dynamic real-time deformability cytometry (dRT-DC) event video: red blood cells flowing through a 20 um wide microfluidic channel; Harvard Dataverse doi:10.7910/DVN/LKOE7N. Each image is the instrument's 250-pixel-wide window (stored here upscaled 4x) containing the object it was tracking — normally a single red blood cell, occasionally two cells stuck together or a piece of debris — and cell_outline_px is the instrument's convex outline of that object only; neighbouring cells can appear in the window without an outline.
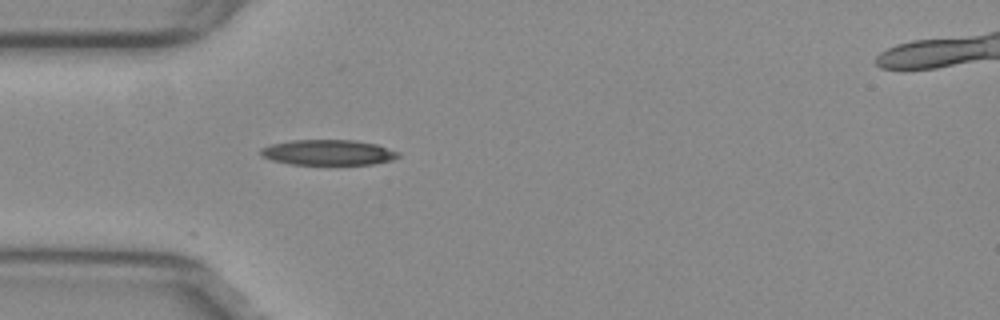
{"species": "common noctule bat (a hibernating species)", "species_latin": "Nyctalus noctula", "temperature_condition": "warm", "stored_images_in_passage": 37, "camera_frame_rate_fps": 3000, "um_per_image_px": 0.085, "animal": {"sex": "female", "body_mass_g": 29.2, "forearm_length_mm": 56.3}, "frame": {"image": 1, "passage_image": 1, "time_ms": 0.0, "image_size_px": [1000, 320], "cell_outline_px": [[400, 156], [392, 160], [372, 164], [292, 164], [272, 160], [264, 156], [260, 152], [260, 148], [272, 144], [292, 140], [352, 140], [376, 144], [400, 152]], "centroid_in_image_um": [27.92, 12.95], "position_along_channel_um": 57.1, "area_um2": 20.17}}
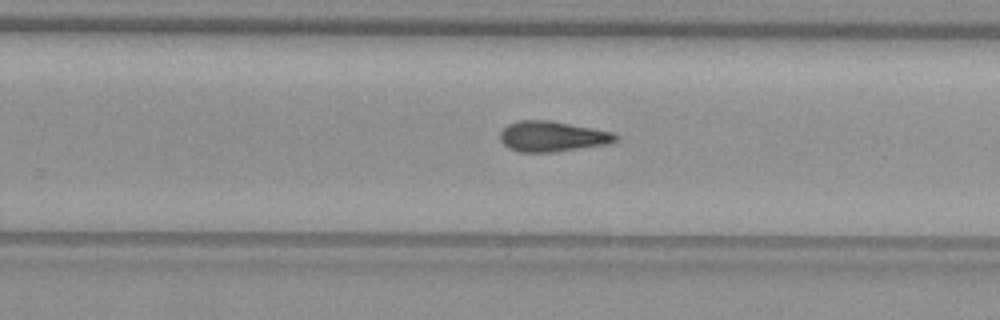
{"frame": {"image": 2, "passage_image": 19, "time_ms": 6.0, "image_size_px": [1000, 320], "cell_outline_px": [[620, 136], [616, 140], [608, 144], [552, 152], [520, 152], [508, 148], [500, 140], [500, 132], [508, 124], [516, 120], [548, 120], [592, 128], [612, 132]], "centroid_in_image_um": [46.92, 11.59], "position_along_channel_um": 282.9, "area_um2": 20.4}}
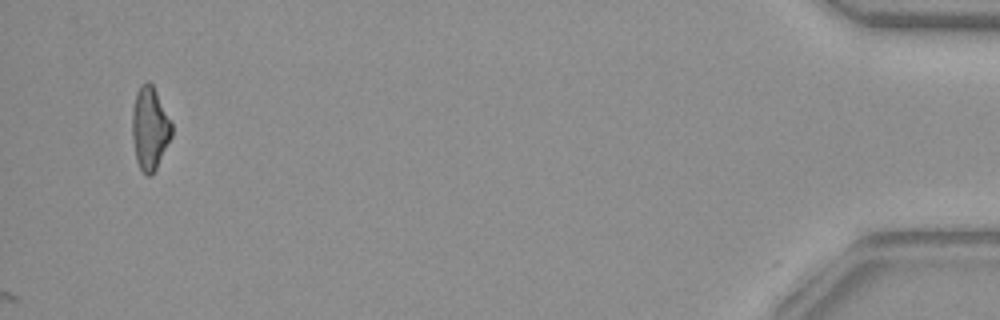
{"frame": {"image": 3, "passage_image": 37, "time_ms": 12.0, "image_size_px": [1000, 320], "cell_outline_px": [[172, 136], [152, 176], [148, 176], [140, 168], [136, 160], [132, 136], [132, 108], [136, 92], [140, 84], [148, 80], [152, 84], [172, 124]], "centroid_in_image_um": [12.71, 10.89], "position_along_channel_um": 422.5, "area_um2": 19.02}}